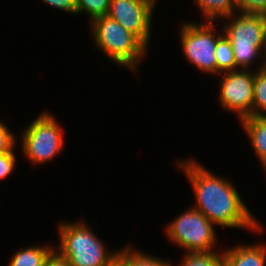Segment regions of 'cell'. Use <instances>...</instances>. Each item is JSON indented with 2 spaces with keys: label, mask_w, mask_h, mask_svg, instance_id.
Masks as SVG:
<instances>
[{
  "label": "cell",
  "mask_w": 266,
  "mask_h": 266,
  "mask_svg": "<svg viewBox=\"0 0 266 266\" xmlns=\"http://www.w3.org/2000/svg\"><path fill=\"white\" fill-rule=\"evenodd\" d=\"M194 189L193 208L204 214L214 225L260 231L259 222L242 201L231 181L218 177L193 160L178 162Z\"/></svg>",
  "instance_id": "obj_1"
},
{
  "label": "cell",
  "mask_w": 266,
  "mask_h": 266,
  "mask_svg": "<svg viewBox=\"0 0 266 266\" xmlns=\"http://www.w3.org/2000/svg\"><path fill=\"white\" fill-rule=\"evenodd\" d=\"M60 246L58 253L70 266H109L118 256L110 252L91 228L82 222L65 223L59 226Z\"/></svg>",
  "instance_id": "obj_2"
},
{
  "label": "cell",
  "mask_w": 266,
  "mask_h": 266,
  "mask_svg": "<svg viewBox=\"0 0 266 266\" xmlns=\"http://www.w3.org/2000/svg\"><path fill=\"white\" fill-rule=\"evenodd\" d=\"M92 36L99 49L107 54L115 64L137 70L147 47L131 32L109 16L93 19Z\"/></svg>",
  "instance_id": "obj_3"
},
{
  "label": "cell",
  "mask_w": 266,
  "mask_h": 266,
  "mask_svg": "<svg viewBox=\"0 0 266 266\" xmlns=\"http://www.w3.org/2000/svg\"><path fill=\"white\" fill-rule=\"evenodd\" d=\"M234 15L226 17L230 21L222 30L232 45L236 70L238 67L248 69L265 49L266 16L242 12Z\"/></svg>",
  "instance_id": "obj_4"
},
{
  "label": "cell",
  "mask_w": 266,
  "mask_h": 266,
  "mask_svg": "<svg viewBox=\"0 0 266 266\" xmlns=\"http://www.w3.org/2000/svg\"><path fill=\"white\" fill-rule=\"evenodd\" d=\"M214 224L191 207L167 225L166 235L187 253L213 252L216 244Z\"/></svg>",
  "instance_id": "obj_5"
},
{
  "label": "cell",
  "mask_w": 266,
  "mask_h": 266,
  "mask_svg": "<svg viewBox=\"0 0 266 266\" xmlns=\"http://www.w3.org/2000/svg\"><path fill=\"white\" fill-rule=\"evenodd\" d=\"M26 129V130H25ZM22 133V149L25 157L34 164L51 161L63 146L62 127L53 114L43 112Z\"/></svg>",
  "instance_id": "obj_6"
},
{
  "label": "cell",
  "mask_w": 266,
  "mask_h": 266,
  "mask_svg": "<svg viewBox=\"0 0 266 266\" xmlns=\"http://www.w3.org/2000/svg\"><path fill=\"white\" fill-rule=\"evenodd\" d=\"M213 22H185L181 28L180 41L187 60L204 73L217 74L216 46L222 34L213 33Z\"/></svg>",
  "instance_id": "obj_7"
},
{
  "label": "cell",
  "mask_w": 266,
  "mask_h": 266,
  "mask_svg": "<svg viewBox=\"0 0 266 266\" xmlns=\"http://www.w3.org/2000/svg\"><path fill=\"white\" fill-rule=\"evenodd\" d=\"M255 72L247 69L224 72L221 79L219 100L230 112L239 115V120L253 116V89Z\"/></svg>",
  "instance_id": "obj_8"
},
{
  "label": "cell",
  "mask_w": 266,
  "mask_h": 266,
  "mask_svg": "<svg viewBox=\"0 0 266 266\" xmlns=\"http://www.w3.org/2000/svg\"><path fill=\"white\" fill-rule=\"evenodd\" d=\"M154 7L149 0H111L107 16L133 33L147 47Z\"/></svg>",
  "instance_id": "obj_9"
},
{
  "label": "cell",
  "mask_w": 266,
  "mask_h": 266,
  "mask_svg": "<svg viewBox=\"0 0 266 266\" xmlns=\"http://www.w3.org/2000/svg\"><path fill=\"white\" fill-rule=\"evenodd\" d=\"M225 266H265L266 246L238 245L234 248L223 250Z\"/></svg>",
  "instance_id": "obj_10"
},
{
  "label": "cell",
  "mask_w": 266,
  "mask_h": 266,
  "mask_svg": "<svg viewBox=\"0 0 266 266\" xmlns=\"http://www.w3.org/2000/svg\"><path fill=\"white\" fill-rule=\"evenodd\" d=\"M263 168L266 170V115L248 116L240 120Z\"/></svg>",
  "instance_id": "obj_11"
},
{
  "label": "cell",
  "mask_w": 266,
  "mask_h": 266,
  "mask_svg": "<svg viewBox=\"0 0 266 266\" xmlns=\"http://www.w3.org/2000/svg\"><path fill=\"white\" fill-rule=\"evenodd\" d=\"M55 248L49 245L20 249L12 256L8 266H43L46 258Z\"/></svg>",
  "instance_id": "obj_12"
},
{
  "label": "cell",
  "mask_w": 266,
  "mask_h": 266,
  "mask_svg": "<svg viewBox=\"0 0 266 266\" xmlns=\"http://www.w3.org/2000/svg\"><path fill=\"white\" fill-rule=\"evenodd\" d=\"M195 2L208 22L236 14V10L238 12L235 0H195Z\"/></svg>",
  "instance_id": "obj_13"
},
{
  "label": "cell",
  "mask_w": 266,
  "mask_h": 266,
  "mask_svg": "<svg viewBox=\"0 0 266 266\" xmlns=\"http://www.w3.org/2000/svg\"><path fill=\"white\" fill-rule=\"evenodd\" d=\"M266 115V68L262 63L255 71L253 116Z\"/></svg>",
  "instance_id": "obj_14"
},
{
  "label": "cell",
  "mask_w": 266,
  "mask_h": 266,
  "mask_svg": "<svg viewBox=\"0 0 266 266\" xmlns=\"http://www.w3.org/2000/svg\"><path fill=\"white\" fill-rule=\"evenodd\" d=\"M217 74L236 70L233 48L224 33L218 38L216 46Z\"/></svg>",
  "instance_id": "obj_15"
},
{
  "label": "cell",
  "mask_w": 266,
  "mask_h": 266,
  "mask_svg": "<svg viewBox=\"0 0 266 266\" xmlns=\"http://www.w3.org/2000/svg\"><path fill=\"white\" fill-rule=\"evenodd\" d=\"M118 255L129 265V266H172L171 262L161 260L157 257L149 254L141 253L140 251L132 250V247L126 246L119 250Z\"/></svg>",
  "instance_id": "obj_16"
},
{
  "label": "cell",
  "mask_w": 266,
  "mask_h": 266,
  "mask_svg": "<svg viewBox=\"0 0 266 266\" xmlns=\"http://www.w3.org/2000/svg\"><path fill=\"white\" fill-rule=\"evenodd\" d=\"M179 266H225L223 252L186 253Z\"/></svg>",
  "instance_id": "obj_17"
},
{
  "label": "cell",
  "mask_w": 266,
  "mask_h": 266,
  "mask_svg": "<svg viewBox=\"0 0 266 266\" xmlns=\"http://www.w3.org/2000/svg\"><path fill=\"white\" fill-rule=\"evenodd\" d=\"M111 0H76V14L86 12L90 20L108 14Z\"/></svg>",
  "instance_id": "obj_18"
},
{
  "label": "cell",
  "mask_w": 266,
  "mask_h": 266,
  "mask_svg": "<svg viewBox=\"0 0 266 266\" xmlns=\"http://www.w3.org/2000/svg\"><path fill=\"white\" fill-rule=\"evenodd\" d=\"M238 12L266 16V0H235Z\"/></svg>",
  "instance_id": "obj_19"
},
{
  "label": "cell",
  "mask_w": 266,
  "mask_h": 266,
  "mask_svg": "<svg viewBox=\"0 0 266 266\" xmlns=\"http://www.w3.org/2000/svg\"><path fill=\"white\" fill-rule=\"evenodd\" d=\"M16 139L17 137L0 121V155L15 149Z\"/></svg>",
  "instance_id": "obj_20"
},
{
  "label": "cell",
  "mask_w": 266,
  "mask_h": 266,
  "mask_svg": "<svg viewBox=\"0 0 266 266\" xmlns=\"http://www.w3.org/2000/svg\"><path fill=\"white\" fill-rule=\"evenodd\" d=\"M16 157L14 149L0 155V180L6 178L15 168Z\"/></svg>",
  "instance_id": "obj_21"
},
{
  "label": "cell",
  "mask_w": 266,
  "mask_h": 266,
  "mask_svg": "<svg viewBox=\"0 0 266 266\" xmlns=\"http://www.w3.org/2000/svg\"><path fill=\"white\" fill-rule=\"evenodd\" d=\"M45 3L62 11L76 14V0H43Z\"/></svg>",
  "instance_id": "obj_22"
},
{
  "label": "cell",
  "mask_w": 266,
  "mask_h": 266,
  "mask_svg": "<svg viewBox=\"0 0 266 266\" xmlns=\"http://www.w3.org/2000/svg\"><path fill=\"white\" fill-rule=\"evenodd\" d=\"M43 266H70L69 262L62 257L55 249L46 258Z\"/></svg>",
  "instance_id": "obj_23"
},
{
  "label": "cell",
  "mask_w": 266,
  "mask_h": 266,
  "mask_svg": "<svg viewBox=\"0 0 266 266\" xmlns=\"http://www.w3.org/2000/svg\"><path fill=\"white\" fill-rule=\"evenodd\" d=\"M109 266H129L119 255L110 263Z\"/></svg>",
  "instance_id": "obj_24"
},
{
  "label": "cell",
  "mask_w": 266,
  "mask_h": 266,
  "mask_svg": "<svg viewBox=\"0 0 266 266\" xmlns=\"http://www.w3.org/2000/svg\"><path fill=\"white\" fill-rule=\"evenodd\" d=\"M265 51H266V42H265V49H264V55H263V56L266 57V54H265L266 52H265ZM265 59H266V58H265ZM263 63H264V66H265V68H266V60H265V62H263Z\"/></svg>",
  "instance_id": "obj_25"
},
{
  "label": "cell",
  "mask_w": 266,
  "mask_h": 266,
  "mask_svg": "<svg viewBox=\"0 0 266 266\" xmlns=\"http://www.w3.org/2000/svg\"><path fill=\"white\" fill-rule=\"evenodd\" d=\"M151 1L154 5L156 4L157 0H149Z\"/></svg>",
  "instance_id": "obj_26"
}]
</instances>
